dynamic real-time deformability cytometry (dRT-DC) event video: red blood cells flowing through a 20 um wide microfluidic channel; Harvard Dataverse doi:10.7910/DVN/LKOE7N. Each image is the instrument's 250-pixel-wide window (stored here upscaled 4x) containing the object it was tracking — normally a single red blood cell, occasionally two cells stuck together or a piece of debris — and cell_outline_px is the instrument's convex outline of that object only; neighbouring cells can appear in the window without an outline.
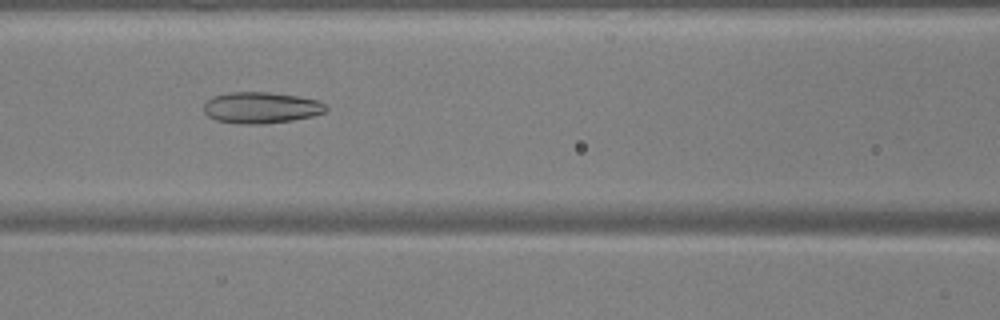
{"species": "common noctule bat (a hibernating species)", "species_latin": "Nyctalus noctula", "temperature_condition": "warm", "stored_images_in_passage": 43, "camera_frame_rate_fps": 3000, "um_per_image_px": 0.085, "animal": {"sex": "male", "body_mass_g": 17.9, "forearm_length_mm": 54.2}, "frame": {"image": 1, "passage_image": 13, "time_ms": 4.0, "image_size_px": [1000, 320], "cell_outline_px": [[328, 108], [324, 112], [312, 116], [292, 120], [264, 124], [240, 124], [216, 120], [208, 116], [204, 112], [204, 104], [212, 96], [228, 92], [268, 92], [296, 96], [320, 100], [328, 104]], "centroid_in_image_um": [22.21, 9.15], "position_along_channel_um": 144.4, "area_um2": 22.43}}
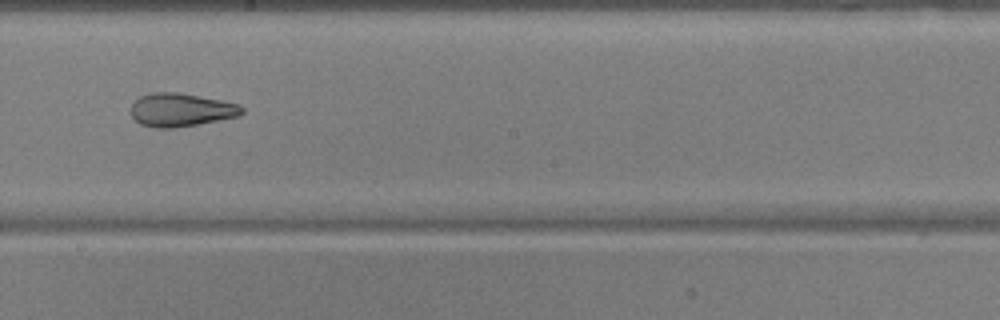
{"frame": {"image": 2, "passage_image": 20, "time_ms": 6.333, "image_size_px": [1000, 320], "cell_outline_px": [[244, 112], [240, 116], [176, 128], [156, 128], [140, 124], [132, 116], [132, 104], [140, 96], [152, 92], [180, 92], [240, 104], [244, 108]], "centroid_in_image_um": [15.41, 9.34], "position_along_channel_um": 232.8, "area_um2": 21.62}}
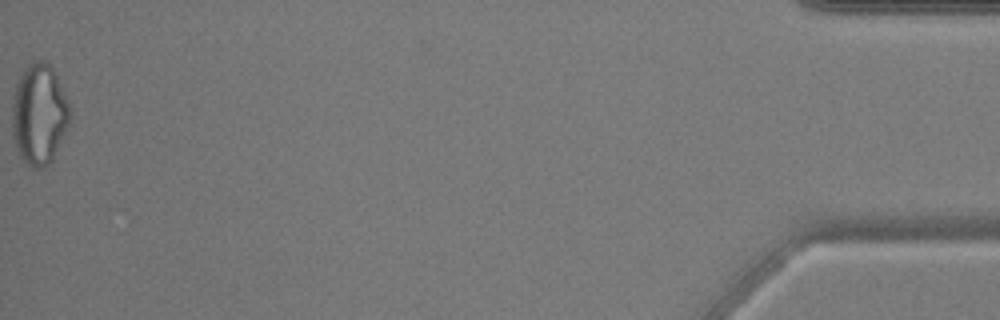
{"frame": {"image": 3, "passage_image": 43, "time_ms": 14.0, "image_size_px": [1000, 320], "cell_outline_px": [[68, 124], [52, 160], [44, 168], [32, 168], [20, 156], [16, 148], [12, 136], [12, 104], [16, 84], [24, 68], [32, 60], [44, 60], [52, 68], [68, 100]], "centroid_in_image_um": [3.29, 9.71], "position_along_channel_um": 431.9, "area_um2": 33.58}, "authors_computed_cell_mechanics": {"area_um2": 24.276, "velocity_mm_per_s": 3.7993, "shape_relaxation_time_tau1_ms": null, "shape_relaxation_time_tau2_ms": 2.7636, "deformation_change_tau1": null, "deformation_change_tau2": 0.1181}}